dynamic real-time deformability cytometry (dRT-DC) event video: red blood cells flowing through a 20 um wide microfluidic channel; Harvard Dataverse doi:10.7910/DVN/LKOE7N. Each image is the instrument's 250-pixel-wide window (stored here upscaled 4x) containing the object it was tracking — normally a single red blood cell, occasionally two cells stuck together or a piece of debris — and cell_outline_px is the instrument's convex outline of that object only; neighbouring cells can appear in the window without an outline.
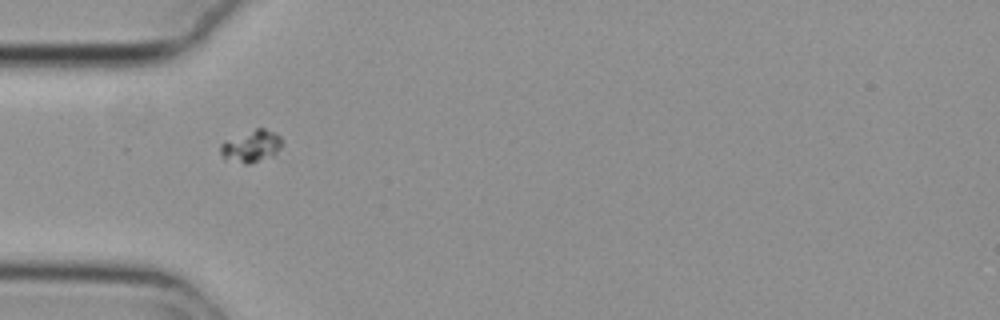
{"species": "common noctule bat (a hibernating species)", "species_latin": "Nyctalus noctula", "temperature_condition": "cold", "stored_images_in_passage": 39, "camera_frame_rate_fps": 3000, "um_per_image_px": 0.085, "animal": {"sex": "female", "body_mass_g": 29.2, "forearm_length_mm": 56.3}, "frame": {"image": 1, "passage_image": 1, "time_ms": 0.0, "image_size_px": [1000, 320], "cell_outline_px": [[280, 148], [272, 156], [248, 164], [244, 164], [224, 160], [220, 152], [220, 144], [224, 140], [256, 128], [264, 128], [276, 132], [280, 136]], "centroid_in_image_um": [21.31, 12.43], "position_along_channel_um": 63.7, "area_um2": 11.56}}
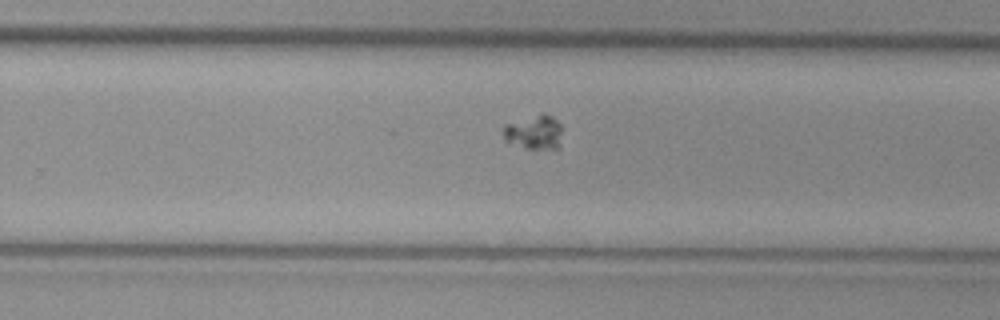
{"frame": {"image": 2, "passage_image": 19, "time_ms": 6.0, "image_size_px": [1000, 320], "cell_outline_px": [[560, 148], [524, 148], [508, 144], [504, 140], [504, 124], [544, 112], [552, 116], [560, 124]], "centroid_in_image_um": [45.37, 11.24], "position_along_channel_um": 284.4, "area_um2": 11.85}}
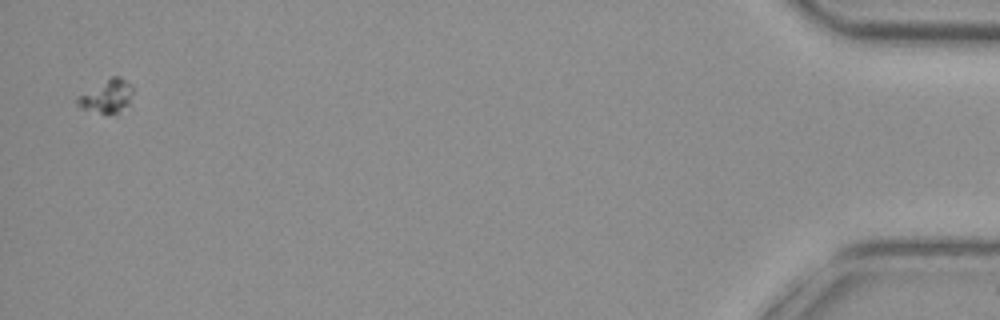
{"frame": {"image": 3, "passage_image": 38, "time_ms": 12.333, "image_size_px": [1000, 320], "cell_outline_px": [[132, 92], [128, 104], [116, 112], [108, 116], [80, 108], [76, 104], [76, 96], [112, 76], [120, 76], [132, 84]], "centroid_in_image_um": [9.04, 8.19], "position_along_channel_um": 426.2, "area_um2": 10.81}}